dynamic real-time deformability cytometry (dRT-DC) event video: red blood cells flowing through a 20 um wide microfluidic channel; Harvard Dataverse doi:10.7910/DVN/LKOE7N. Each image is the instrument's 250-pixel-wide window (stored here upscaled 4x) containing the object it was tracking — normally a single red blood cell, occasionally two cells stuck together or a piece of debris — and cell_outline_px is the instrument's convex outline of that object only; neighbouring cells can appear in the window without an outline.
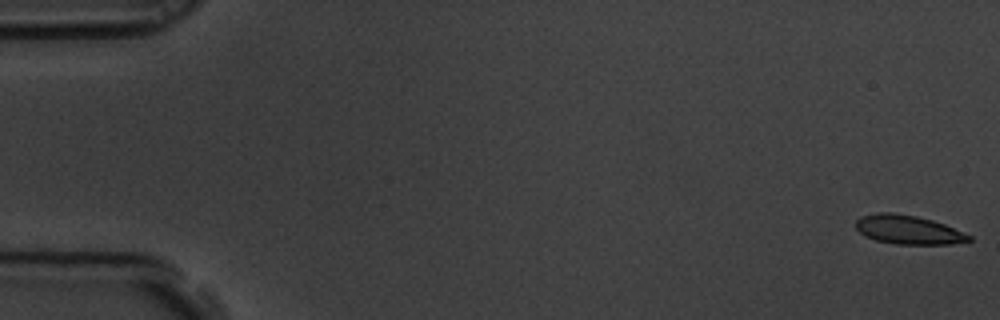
{"species": "common noctule bat (a hibernating species)", "species_latin": "Nyctalus noctula", "temperature_condition": "room temperature", "stored_images_in_passage": 61, "segment_of_instrument_passage": [1, 2], "camera_frame_rate_fps": 3000, "um_per_image_px": 0.085, "animal": {"sex": "male", "body_mass_g": 19.5, "forearm_length_mm": 54.6}, "frame": {"image": 1, "passage_image": 1, "time_ms": 0.0, "image_size_px": [1000, 320], "cell_outline_px": [[972, 240], [952, 244], [896, 244], [876, 240], [864, 236], [856, 228], [856, 220], [860, 216], [876, 212], [892, 212], [916, 216], [932, 220], [944, 224], [972, 236]], "centroid_in_image_um": [77.17, 19.52], "position_along_channel_um": 7.8, "area_um2": 19.07}}
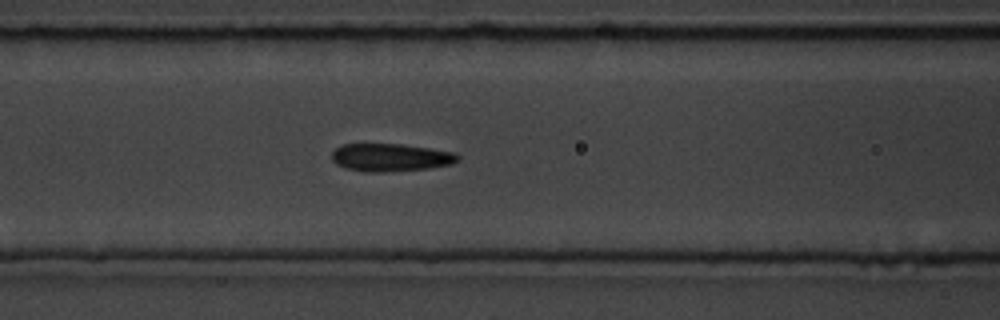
{"frame": {"image": 2, "passage_image": 25, "time_ms": 8.0, "image_size_px": [1000, 320], "cell_outline_px": [[460, 160], [452, 164], [428, 168], [384, 172], [364, 172], [344, 168], [336, 164], [332, 160], [332, 152], [336, 148], [344, 144], [404, 144], [452, 152], [460, 156]], "centroid_in_image_um": [33.18, 13.39], "position_along_channel_um": 133.4, "area_um2": 20.46}}
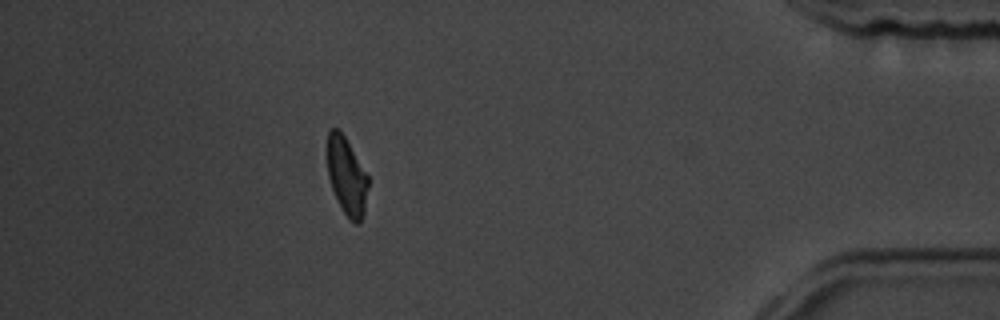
{"frame": {"image": 3, "passage_image": 53, "time_ms": 17.333, "image_size_px": [1000, 320], "cell_outline_px": [[368, 188], [364, 212], [360, 224], [356, 224], [348, 220], [332, 188], [328, 176], [328, 132], [332, 128], [336, 128], [344, 136], [368, 176]], "centroid_in_image_um": [29.48, 15.03], "position_along_channel_um": 405.7, "area_um2": 18.09}}